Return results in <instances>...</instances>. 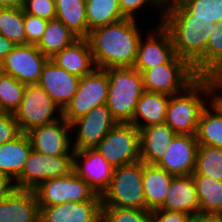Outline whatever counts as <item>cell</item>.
Listing matches in <instances>:
<instances>
[{
    "instance_id": "obj_1",
    "label": "cell",
    "mask_w": 222,
    "mask_h": 222,
    "mask_svg": "<svg viewBox=\"0 0 222 222\" xmlns=\"http://www.w3.org/2000/svg\"><path fill=\"white\" fill-rule=\"evenodd\" d=\"M140 21L124 18L89 31L86 39L96 68L134 66L138 45L144 34Z\"/></svg>"
},
{
    "instance_id": "obj_2",
    "label": "cell",
    "mask_w": 222,
    "mask_h": 222,
    "mask_svg": "<svg viewBox=\"0 0 222 222\" xmlns=\"http://www.w3.org/2000/svg\"><path fill=\"white\" fill-rule=\"evenodd\" d=\"M162 26L168 31L175 54L193 67L205 54L208 38L217 24L191 20L182 6H166Z\"/></svg>"
},
{
    "instance_id": "obj_3",
    "label": "cell",
    "mask_w": 222,
    "mask_h": 222,
    "mask_svg": "<svg viewBox=\"0 0 222 222\" xmlns=\"http://www.w3.org/2000/svg\"><path fill=\"white\" fill-rule=\"evenodd\" d=\"M210 101V77H197L182 92L170 96L165 123L177 134L196 135L200 115Z\"/></svg>"
},
{
    "instance_id": "obj_4",
    "label": "cell",
    "mask_w": 222,
    "mask_h": 222,
    "mask_svg": "<svg viewBox=\"0 0 222 222\" xmlns=\"http://www.w3.org/2000/svg\"><path fill=\"white\" fill-rule=\"evenodd\" d=\"M107 107L118 123H130L139 98L144 92L142 73L133 67H110Z\"/></svg>"
},
{
    "instance_id": "obj_5",
    "label": "cell",
    "mask_w": 222,
    "mask_h": 222,
    "mask_svg": "<svg viewBox=\"0 0 222 222\" xmlns=\"http://www.w3.org/2000/svg\"><path fill=\"white\" fill-rule=\"evenodd\" d=\"M143 162L115 167L109 187L101 195L102 207L148 210L143 192Z\"/></svg>"
},
{
    "instance_id": "obj_6",
    "label": "cell",
    "mask_w": 222,
    "mask_h": 222,
    "mask_svg": "<svg viewBox=\"0 0 222 222\" xmlns=\"http://www.w3.org/2000/svg\"><path fill=\"white\" fill-rule=\"evenodd\" d=\"M21 132L62 118V109L37 84L26 85L19 107L13 113Z\"/></svg>"
},
{
    "instance_id": "obj_7",
    "label": "cell",
    "mask_w": 222,
    "mask_h": 222,
    "mask_svg": "<svg viewBox=\"0 0 222 222\" xmlns=\"http://www.w3.org/2000/svg\"><path fill=\"white\" fill-rule=\"evenodd\" d=\"M73 166L74 154L50 156L32 150L24 163L21 174L10 186L34 190L50 178L67 176L73 172Z\"/></svg>"
},
{
    "instance_id": "obj_8",
    "label": "cell",
    "mask_w": 222,
    "mask_h": 222,
    "mask_svg": "<svg viewBox=\"0 0 222 222\" xmlns=\"http://www.w3.org/2000/svg\"><path fill=\"white\" fill-rule=\"evenodd\" d=\"M142 76L145 91L169 96L182 92L197 78L192 67L177 55L166 64L144 70Z\"/></svg>"
},
{
    "instance_id": "obj_9",
    "label": "cell",
    "mask_w": 222,
    "mask_h": 222,
    "mask_svg": "<svg viewBox=\"0 0 222 222\" xmlns=\"http://www.w3.org/2000/svg\"><path fill=\"white\" fill-rule=\"evenodd\" d=\"M113 167L140 161V130L131 123H117L95 147Z\"/></svg>"
},
{
    "instance_id": "obj_10",
    "label": "cell",
    "mask_w": 222,
    "mask_h": 222,
    "mask_svg": "<svg viewBox=\"0 0 222 222\" xmlns=\"http://www.w3.org/2000/svg\"><path fill=\"white\" fill-rule=\"evenodd\" d=\"M109 81L105 69L95 68L90 74L80 78L78 89L62 110V117L72 123L86 115L96 106L107 103Z\"/></svg>"
},
{
    "instance_id": "obj_11",
    "label": "cell",
    "mask_w": 222,
    "mask_h": 222,
    "mask_svg": "<svg viewBox=\"0 0 222 222\" xmlns=\"http://www.w3.org/2000/svg\"><path fill=\"white\" fill-rule=\"evenodd\" d=\"M34 191L39 206L90 201L97 194L74 171L67 176L50 178L42 182Z\"/></svg>"
},
{
    "instance_id": "obj_12",
    "label": "cell",
    "mask_w": 222,
    "mask_h": 222,
    "mask_svg": "<svg viewBox=\"0 0 222 222\" xmlns=\"http://www.w3.org/2000/svg\"><path fill=\"white\" fill-rule=\"evenodd\" d=\"M117 123L106 104L94 107L70 123L73 150L95 148Z\"/></svg>"
},
{
    "instance_id": "obj_13",
    "label": "cell",
    "mask_w": 222,
    "mask_h": 222,
    "mask_svg": "<svg viewBox=\"0 0 222 222\" xmlns=\"http://www.w3.org/2000/svg\"><path fill=\"white\" fill-rule=\"evenodd\" d=\"M49 60L36 45H16L14 49L1 61V71L14 77L19 82L32 85L37 84L42 69Z\"/></svg>"
},
{
    "instance_id": "obj_14",
    "label": "cell",
    "mask_w": 222,
    "mask_h": 222,
    "mask_svg": "<svg viewBox=\"0 0 222 222\" xmlns=\"http://www.w3.org/2000/svg\"><path fill=\"white\" fill-rule=\"evenodd\" d=\"M147 28V35L143 34L138 45V52L134 69L142 73L159 64L168 63L176 54L168 31L162 24Z\"/></svg>"
},
{
    "instance_id": "obj_15",
    "label": "cell",
    "mask_w": 222,
    "mask_h": 222,
    "mask_svg": "<svg viewBox=\"0 0 222 222\" xmlns=\"http://www.w3.org/2000/svg\"><path fill=\"white\" fill-rule=\"evenodd\" d=\"M26 134L32 150L37 153L50 156L74 154L71 124L63 117L50 124L36 127Z\"/></svg>"
},
{
    "instance_id": "obj_16",
    "label": "cell",
    "mask_w": 222,
    "mask_h": 222,
    "mask_svg": "<svg viewBox=\"0 0 222 222\" xmlns=\"http://www.w3.org/2000/svg\"><path fill=\"white\" fill-rule=\"evenodd\" d=\"M114 168L96 148L74 150L73 171L99 195L109 187Z\"/></svg>"
},
{
    "instance_id": "obj_17",
    "label": "cell",
    "mask_w": 222,
    "mask_h": 222,
    "mask_svg": "<svg viewBox=\"0 0 222 222\" xmlns=\"http://www.w3.org/2000/svg\"><path fill=\"white\" fill-rule=\"evenodd\" d=\"M39 216L34 190L10 186L0 195V222H39Z\"/></svg>"
},
{
    "instance_id": "obj_18",
    "label": "cell",
    "mask_w": 222,
    "mask_h": 222,
    "mask_svg": "<svg viewBox=\"0 0 222 222\" xmlns=\"http://www.w3.org/2000/svg\"><path fill=\"white\" fill-rule=\"evenodd\" d=\"M198 146L196 135L177 134L157 166L174 176L192 175Z\"/></svg>"
},
{
    "instance_id": "obj_19",
    "label": "cell",
    "mask_w": 222,
    "mask_h": 222,
    "mask_svg": "<svg viewBox=\"0 0 222 222\" xmlns=\"http://www.w3.org/2000/svg\"><path fill=\"white\" fill-rule=\"evenodd\" d=\"M80 77L70 74L49 59L42 69L38 86L63 110L75 95Z\"/></svg>"
},
{
    "instance_id": "obj_20",
    "label": "cell",
    "mask_w": 222,
    "mask_h": 222,
    "mask_svg": "<svg viewBox=\"0 0 222 222\" xmlns=\"http://www.w3.org/2000/svg\"><path fill=\"white\" fill-rule=\"evenodd\" d=\"M101 195L90 201L39 206V222H95L101 216Z\"/></svg>"
},
{
    "instance_id": "obj_21",
    "label": "cell",
    "mask_w": 222,
    "mask_h": 222,
    "mask_svg": "<svg viewBox=\"0 0 222 222\" xmlns=\"http://www.w3.org/2000/svg\"><path fill=\"white\" fill-rule=\"evenodd\" d=\"M159 209L181 211L192 217L197 216L200 213V206L193 176H174L164 204Z\"/></svg>"
},
{
    "instance_id": "obj_22",
    "label": "cell",
    "mask_w": 222,
    "mask_h": 222,
    "mask_svg": "<svg viewBox=\"0 0 222 222\" xmlns=\"http://www.w3.org/2000/svg\"><path fill=\"white\" fill-rule=\"evenodd\" d=\"M31 151L30 139L23 132L12 141L0 145V175L9 185L21 174Z\"/></svg>"
},
{
    "instance_id": "obj_23",
    "label": "cell",
    "mask_w": 222,
    "mask_h": 222,
    "mask_svg": "<svg viewBox=\"0 0 222 222\" xmlns=\"http://www.w3.org/2000/svg\"><path fill=\"white\" fill-rule=\"evenodd\" d=\"M176 135L166 123L140 129V160L157 165Z\"/></svg>"
},
{
    "instance_id": "obj_24",
    "label": "cell",
    "mask_w": 222,
    "mask_h": 222,
    "mask_svg": "<svg viewBox=\"0 0 222 222\" xmlns=\"http://www.w3.org/2000/svg\"><path fill=\"white\" fill-rule=\"evenodd\" d=\"M50 59L58 67L80 78L90 74L96 68L86 38H78Z\"/></svg>"
},
{
    "instance_id": "obj_25",
    "label": "cell",
    "mask_w": 222,
    "mask_h": 222,
    "mask_svg": "<svg viewBox=\"0 0 222 222\" xmlns=\"http://www.w3.org/2000/svg\"><path fill=\"white\" fill-rule=\"evenodd\" d=\"M170 96L162 93L145 91L139 98L131 124L137 129L165 123Z\"/></svg>"
},
{
    "instance_id": "obj_26",
    "label": "cell",
    "mask_w": 222,
    "mask_h": 222,
    "mask_svg": "<svg viewBox=\"0 0 222 222\" xmlns=\"http://www.w3.org/2000/svg\"><path fill=\"white\" fill-rule=\"evenodd\" d=\"M174 175L157 165L143 163V192L148 210L159 209L165 201Z\"/></svg>"
},
{
    "instance_id": "obj_27",
    "label": "cell",
    "mask_w": 222,
    "mask_h": 222,
    "mask_svg": "<svg viewBox=\"0 0 222 222\" xmlns=\"http://www.w3.org/2000/svg\"><path fill=\"white\" fill-rule=\"evenodd\" d=\"M192 69L197 77L222 76V21L211 32L204 56Z\"/></svg>"
},
{
    "instance_id": "obj_28",
    "label": "cell",
    "mask_w": 222,
    "mask_h": 222,
    "mask_svg": "<svg viewBox=\"0 0 222 222\" xmlns=\"http://www.w3.org/2000/svg\"><path fill=\"white\" fill-rule=\"evenodd\" d=\"M196 139L199 145L222 148V111L212 101L200 115Z\"/></svg>"
},
{
    "instance_id": "obj_29",
    "label": "cell",
    "mask_w": 222,
    "mask_h": 222,
    "mask_svg": "<svg viewBox=\"0 0 222 222\" xmlns=\"http://www.w3.org/2000/svg\"><path fill=\"white\" fill-rule=\"evenodd\" d=\"M56 19L62 21L78 38L89 34L86 0H55Z\"/></svg>"
},
{
    "instance_id": "obj_30",
    "label": "cell",
    "mask_w": 222,
    "mask_h": 222,
    "mask_svg": "<svg viewBox=\"0 0 222 222\" xmlns=\"http://www.w3.org/2000/svg\"><path fill=\"white\" fill-rule=\"evenodd\" d=\"M78 37L60 20H48L37 48L49 59L70 46Z\"/></svg>"
},
{
    "instance_id": "obj_31",
    "label": "cell",
    "mask_w": 222,
    "mask_h": 222,
    "mask_svg": "<svg viewBox=\"0 0 222 222\" xmlns=\"http://www.w3.org/2000/svg\"><path fill=\"white\" fill-rule=\"evenodd\" d=\"M192 176L196 185L200 213L222 215V182L207 176Z\"/></svg>"
},
{
    "instance_id": "obj_32",
    "label": "cell",
    "mask_w": 222,
    "mask_h": 222,
    "mask_svg": "<svg viewBox=\"0 0 222 222\" xmlns=\"http://www.w3.org/2000/svg\"><path fill=\"white\" fill-rule=\"evenodd\" d=\"M86 17L89 30L125 18L120 11L118 0H86Z\"/></svg>"
},
{
    "instance_id": "obj_33",
    "label": "cell",
    "mask_w": 222,
    "mask_h": 222,
    "mask_svg": "<svg viewBox=\"0 0 222 222\" xmlns=\"http://www.w3.org/2000/svg\"><path fill=\"white\" fill-rule=\"evenodd\" d=\"M0 34L16 45L27 44L22 7L0 8Z\"/></svg>"
},
{
    "instance_id": "obj_34",
    "label": "cell",
    "mask_w": 222,
    "mask_h": 222,
    "mask_svg": "<svg viewBox=\"0 0 222 222\" xmlns=\"http://www.w3.org/2000/svg\"><path fill=\"white\" fill-rule=\"evenodd\" d=\"M192 175L207 176L222 182V148L199 145Z\"/></svg>"
},
{
    "instance_id": "obj_35",
    "label": "cell",
    "mask_w": 222,
    "mask_h": 222,
    "mask_svg": "<svg viewBox=\"0 0 222 222\" xmlns=\"http://www.w3.org/2000/svg\"><path fill=\"white\" fill-rule=\"evenodd\" d=\"M26 84L0 72V111L14 113L23 98Z\"/></svg>"
},
{
    "instance_id": "obj_36",
    "label": "cell",
    "mask_w": 222,
    "mask_h": 222,
    "mask_svg": "<svg viewBox=\"0 0 222 222\" xmlns=\"http://www.w3.org/2000/svg\"><path fill=\"white\" fill-rule=\"evenodd\" d=\"M181 6L191 14V20L209 25L222 21V0H189Z\"/></svg>"
},
{
    "instance_id": "obj_37",
    "label": "cell",
    "mask_w": 222,
    "mask_h": 222,
    "mask_svg": "<svg viewBox=\"0 0 222 222\" xmlns=\"http://www.w3.org/2000/svg\"><path fill=\"white\" fill-rule=\"evenodd\" d=\"M118 3L120 11L125 18L136 20L142 17V15H140L142 14L141 11L145 10L147 6L152 7L154 10L152 12H156V15L159 17L157 19L158 21H156L158 24L161 23L163 13L166 9L165 0H118ZM155 9L157 10L155 11Z\"/></svg>"
},
{
    "instance_id": "obj_38",
    "label": "cell",
    "mask_w": 222,
    "mask_h": 222,
    "mask_svg": "<svg viewBox=\"0 0 222 222\" xmlns=\"http://www.w3.org/2000/svg\"><path fill=\"white\" fill-rule=\"evenodd\" d=\"M106 222H151V211L136 208L101 207Z\"/></svg>"
},
{
    "instance_id": "obj_39",
    "label": "cell",
    "mask_w": 222,
    "mask_h": 222,
    "mask_svg": "<svg viewBox=\"0 0 222 222\" xmlns=\"http://www.w3.org/2000/svg\"><path fill=\"white\" fill-rule=\"evenodd\" d=\"M22 8L24 13L46 20L56 18L55 0H24Z\"/></svg>"
},
{
    "instance_id": "obj_40",
    "label": "cell",
    "mask_w": 222,
    "mask_h": 222,
    "mask_svg": "<svg viewBox=\"0 0 222 222\" xmlns=\"http://www.w3.org/2000/svg\"><path fill=\"white\" fill-rule=\"evenodd\" d=\"M48 20L24 13L27 44L37 45L45 32Z\"/></svg>"
},
{
    "instance_id": "obj_41",
    "label": "cell",
    "mask_w": 222,
    "mask_h": 222,
    "mask_svg": "<svg viewBox=\"0 0 222 222\" xmlns=\"http://www.w3.org/2000/svg\"><path fill=\"white\" fill-rule=\"evenodd\" d=\"M21 133L13 113L0 111V145L12 141Z\"/></svg>"
},
{
    "instance_id": "obj_42",
    "label": "cell",
    "mask_w": 222,
    "mask_h": 222,
    "mask_svg": "<svg viewBox=\"0 0 222 222\" xmlns=\"http://www.w3.org/2000/svg\"><path fill=\"white\" fill-rule=\"evenodd\" d=\"M193 217L181 211L156 209L151 211V222H192Z\"/></svg>"
},
{
    "instance_id": "obj_43",
    "label": "cell",
    "mask_w": 222,
    "mask_h": 222,
    "mask_svg": "<svg viewBox=\"0 0 222 222\" xmlns=\"http://www.w3.org/2000/svg\"><path fill=\"white\" fill-rule=\"evenodd\" d=\"M210 90L211 101L222 111V76H210Z\"/></svg>"
},
{
    "instance_id": "obj_44",
    "label": "cell",
    "mask_w": 222,
    "mask_h": 222,
    "mask_svg": "<svg viewBox=\"0 0 222 222\" xmlns=\"http://www.w3.org/2000/svg\"><path fill=\"white\" fill-rule=\"evenodd\" d=\"M16 44L0 34V63L14 49Z\"/></svg>"
},
{
    "instance_id": "obj_45",
    "label": "cell",
    "mask_w": 222,
    "mask_h": 222,
    "mask_svg": "<svg viewBox=\"0 0 222 222\" xmlns=\"http://www.w3.org/2000/svg\"><path fill=\"white\" fill-rule=\"evenodd\" d=\"M192 222H222V215L199 213Z\"/></svg>"
},
{
    "instance_id": "obj_46",
    "label": "cell",
    "mask_w": 222,
    "mask_h": 222,
    "mask_svg": "<svg viewBox=\"0 0 222 222\" xmlns=\"http://www.w3.org/2000/svg\"><path fill=\"white\" fill-rule=\"evenodd\" d=\"M23 3L24 0H0V8H19Z\"/></svg>"
},
{
    "instance_id": "obj_47",
    "label": "cell",
    "mask_w": 222,
    "mask_h": 222,
    "mask_svg": "<svg viewBox=\"0 0 222 222\" xmlns=\"http://www.w3.org/2000/svg\"><path fill=\"white\" fill-rule=\"evenodd\" d=\"M189 0H165L166 6H181Z\"/></svg>"
},
{
    "instance_id": "obj_48",
    "label": "cell",
    "mask_w": 222,
    "mask_h": 222,
    "mask_svg": "<svg viewBox=\"0 0 222 222\" xmlns=\"http://www.w3.org/2000/svg\"><path fill=\"white\" fill-rule=\"evenodd\" d=\"M10 185L4 180V178L0 175V195L7 190Z\"/></svg>"
},
{
    "instance_id": "obj_49",
    "label": "cell",
    "mask_w": 222,
    "mask_h": 222,
    "mask_svg": "<svg viewBox=\"0 0 222 222\" xmlns=\"http://www.w3.org/2000/svg\"><path fill=\"white\" fill-rule=\"evenodd\" d=\"M95 222H106L102 216H100Z\"/></svg>"
}]
</instances>
